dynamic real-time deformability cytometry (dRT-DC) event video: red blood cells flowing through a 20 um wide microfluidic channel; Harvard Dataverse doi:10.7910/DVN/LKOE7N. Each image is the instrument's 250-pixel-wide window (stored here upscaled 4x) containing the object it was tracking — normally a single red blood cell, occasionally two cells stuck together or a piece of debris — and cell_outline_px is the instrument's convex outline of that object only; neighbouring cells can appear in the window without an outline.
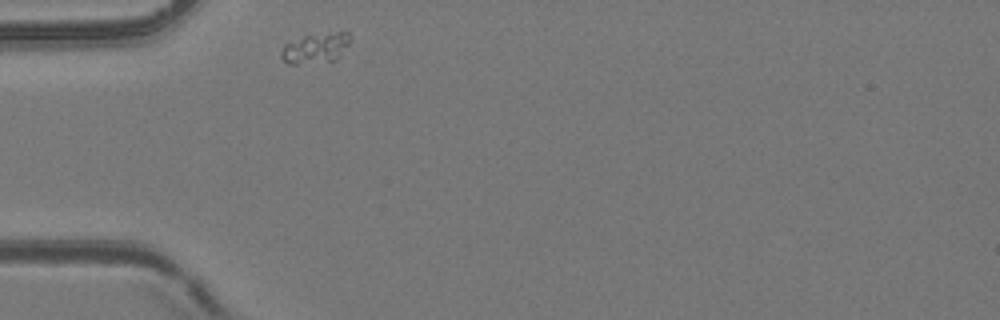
{"species": "common noctule bat (a hibernating species)", "species_latin": "Nyctalus noctula", "temperature_condition": "room temperature", "stored_images_in_passage": 1, "camera_frame_rate_fps": 3000, "um_per_image_px": 0.085, "animal": {"sex": "female", "body_mass_g": 24.6, "forearm_length_mm": 56.2}, "frame": {"image": 1, "passage_image": 1, "time_ms": 0.0, "image_size_px": [1000, 320], "cell_outline_px": [[352, 40], [340, 56], [336, 60], [296, 64], [288, 64], [280, 56], [280, 52], [284, 44], [304, 36], [336, 32], [348, 32]], "centroid_in_image_um": [26.84, 4.09], "position_along_channel_um": 58.2, "area_um2": 12.08}}